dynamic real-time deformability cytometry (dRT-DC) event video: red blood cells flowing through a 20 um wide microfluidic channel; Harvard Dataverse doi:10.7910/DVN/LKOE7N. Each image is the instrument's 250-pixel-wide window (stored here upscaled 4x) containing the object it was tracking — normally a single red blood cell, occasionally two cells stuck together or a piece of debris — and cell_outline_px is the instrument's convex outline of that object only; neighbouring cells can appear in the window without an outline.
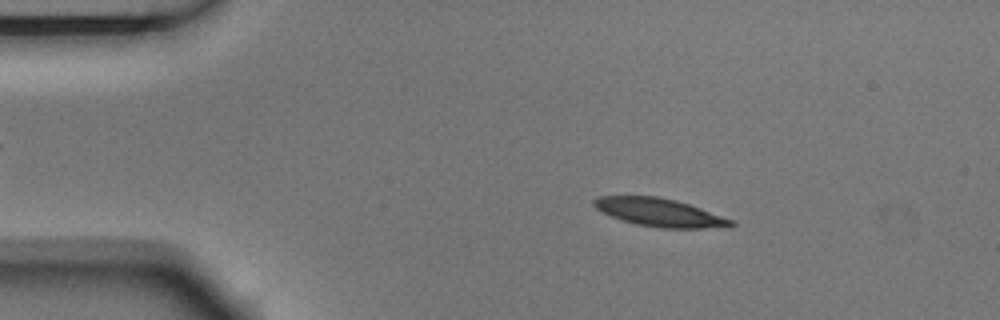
{"species": "Egyptian fruit bat (a non-hibernating species)", "species_latin": "Rousettus aegyptiacus", "temperature_condition": "room temperature", "stored_images_in_passage": 3, "camera_frame_rate_fps": 3000, "um_per_image_px": 0.085, "animal": {"sex": "male"}, "frame": {"image": 1, "passage_image": 2, "time_ms": 0.333, "image_size_px": [1000, 320], "cell_outline_px": [[736, 224], [732, 228], [660, 228], [636, 224], [600, 212], [592, 204], [592, 200], [596, 196], [660, 196], [676, 200], [700, 208], [732, 220]], "centroid_in_image_um": [56.07, 18.06], "position_along_channel_um": 28.9, "area_um2": 22.54}}